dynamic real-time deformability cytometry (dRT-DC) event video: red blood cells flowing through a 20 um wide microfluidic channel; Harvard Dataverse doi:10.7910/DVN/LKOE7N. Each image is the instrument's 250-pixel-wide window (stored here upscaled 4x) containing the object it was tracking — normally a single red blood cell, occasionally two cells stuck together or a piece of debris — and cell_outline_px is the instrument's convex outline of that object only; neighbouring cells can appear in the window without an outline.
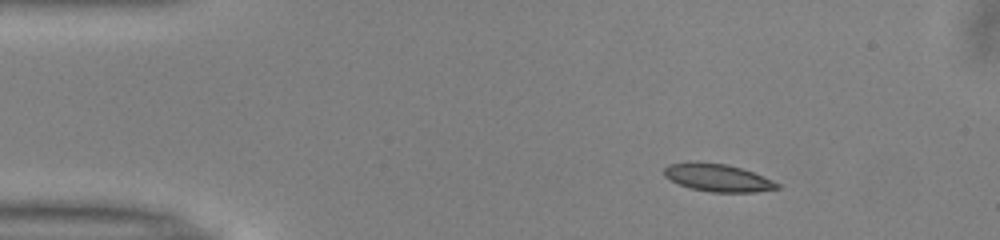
{"species": "common noctule bat (a hibernating species)", "species_latin": "Nyctalus noctula", "temperature_condition": "warm", "stored_images_in_passage": 45, "camera_frame_rate_fps": 3000, "um_per_image_px": 0.085, "animal": {"sex": "male", "body_mass_g": 13.0, "forearm_length_mm": 53.1}, "frame": {"image": 1, "passage_image": 1, "time_ms": 0.0, "image_size_px": [1000, 240], "cell_outline_px": [[780, 188], [756, 192], [712, 192], [692, 188], [680, 184], [664, 176], [664, 168], [668, 164], [688, 160], [696, 160], [728, 164], [752, 172], [772, 180], [780, 184]], "centroid_in_image_um": [60.97, 15.07], "position_along_channel_um": 24.0, "area_um2": 18.38}}
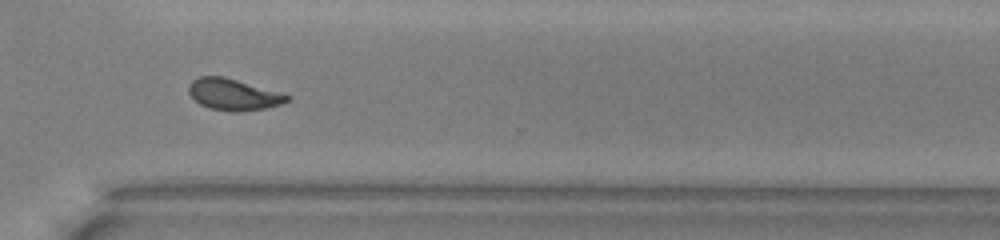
{"frame": {"image": 2, "passage_image": 31, "time_ms": 10.0, "image_size_px": [1000, 240], "cell_outline_px": [[292, 96], [288, 100], [280, 104], [264, 108], [236, 112], [208, 108], [200, 104], [188, 92], [188, 84], [192, 80], [200, 76], [224, 76]], "centroid_in_image_um": [19.8, 8.02], "position_along_channel_um": 350.8, "area_um2": 17.8}}
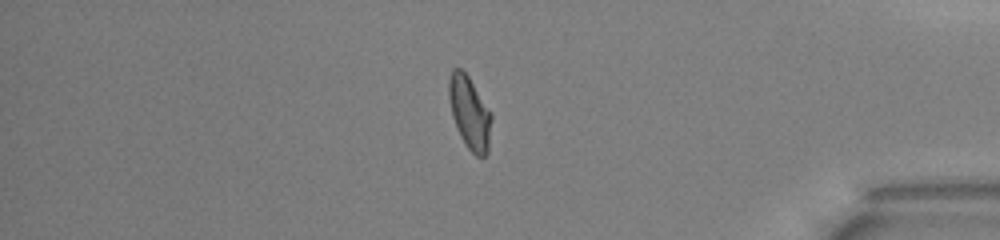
{"frame": {"image": 3, "passage_image": 37, "time_ms": 12.0, "image_size_px": [1000, 240], "cell_outline_px": [[492, 120], [488, 152], [484, 156], [476, 156], [464, 144], [460, 136], [452, 116], [448, 96], [448, 80], [452, 68], [460, 68], [468, 76], [492, 112]], "centroid_in_image_um": [39.92, 9.58], "position_along_channel_um": 395.3, "area_um2": 18.26}, "authors_computed_cell_mechanics": {"area_um2": 17.9758, "velocity_mm_per_s": 3.9747, "shape_relaxation_time_tau1_ms": 4.759, "shape_relaxation_time_tau2_ms": 1.578, "deformation_change_tau1": 0.1585, "deformation_change_tau2": 0.0856}}